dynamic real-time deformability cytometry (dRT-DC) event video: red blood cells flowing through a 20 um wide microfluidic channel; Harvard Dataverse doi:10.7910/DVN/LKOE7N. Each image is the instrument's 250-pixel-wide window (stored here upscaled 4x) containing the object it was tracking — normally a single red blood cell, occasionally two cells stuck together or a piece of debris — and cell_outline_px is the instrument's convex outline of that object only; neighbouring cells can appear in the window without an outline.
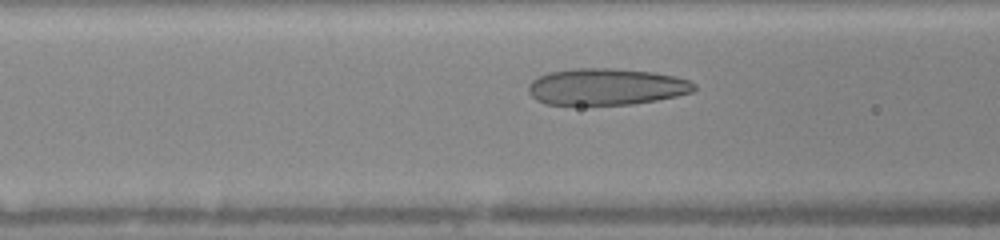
{"species": "human", "species_latin": "Homo sapiens", "temperature_condition": "warm", "stored_images_in_passage": 41, "camera_frame_rate_fps": 3000, "um_per_image_px": 0.085, "donor": {"sex": "female"}, "frame": {"image": 1, "passage_image": 12, "time_ms": 3.667, "image_size_px": [1000, 240], "cell_outline_px": [[696, 88], [692, 92], [676, 96], [656, 100], [632, 104], [544, 104], [536, 100], [528, 92], [528, 84], [532, 80], [548, 72], [576, 68], [612, 68], [652, 72], [676, 76], [688, 80], [696, 84]], "centroid_in_image_um": [51.53, 7.36], "position_along_channel_um": 115.1, "area_um2": 35.32}}
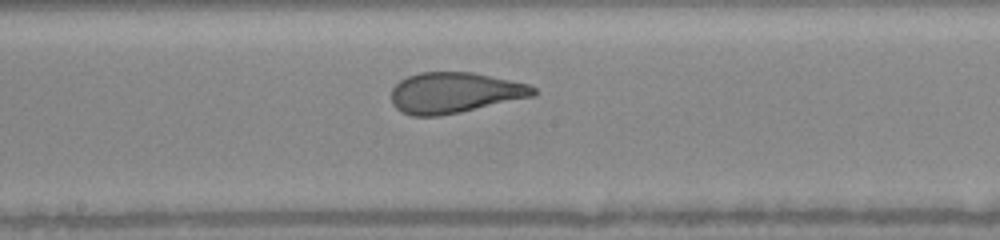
{"frame": {"image": 2, "passage_image": 19, "time_ms": 6.0, "image_size_px": [1000, 240], "cell_outline_px": [[536, 96], [460, 112], [440, 116], [412, 116], [400, 112], [392, 104], [392, 88], [400, 80], [408, 76], [420, 72], [472, 72], [528, 84], [536, 88]], "centroid_in_image_um": [38.63, 7.89], "position_along_channel_um": 209.6, "area_um2": 33.81}}
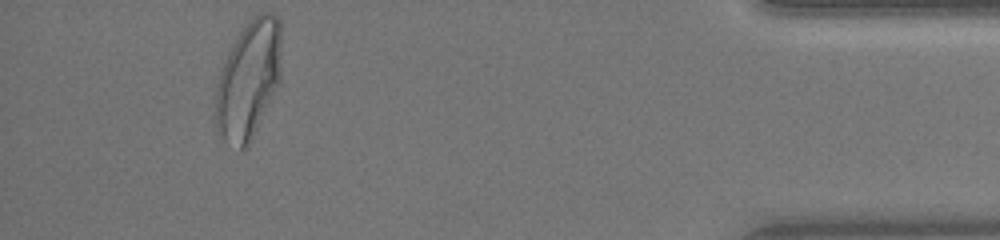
{"frame": {"image": 3, "passage_image": 38, "time_ms": 12.333, "image_size_px": [1000, 240], "cell_outline_px": [[280, 80], [248, 148], [240, 148], [224, 136], [216, 128], [212, 120], [216, 88], [220, 72], [228, 52], [240, 32], [252, 16], [260, 12], [272, 12], [280, 20]], "centroid_in_image_um": [21.11, 6.75], "position_along_channel_um": 414.1, "area_um2": 45.14}, "authors_computed_cell_mechanics": {"area_um2": 35.3158, "velocity_mm_per_s": 4.0443, "shape_relaxation_time_tau1_ms": 6.039, "shape_relaxation_time_tau2_ms": 0.7002, "deformation_change_tau1": 0.219, "deformation_change_tau2": 0.0737}}